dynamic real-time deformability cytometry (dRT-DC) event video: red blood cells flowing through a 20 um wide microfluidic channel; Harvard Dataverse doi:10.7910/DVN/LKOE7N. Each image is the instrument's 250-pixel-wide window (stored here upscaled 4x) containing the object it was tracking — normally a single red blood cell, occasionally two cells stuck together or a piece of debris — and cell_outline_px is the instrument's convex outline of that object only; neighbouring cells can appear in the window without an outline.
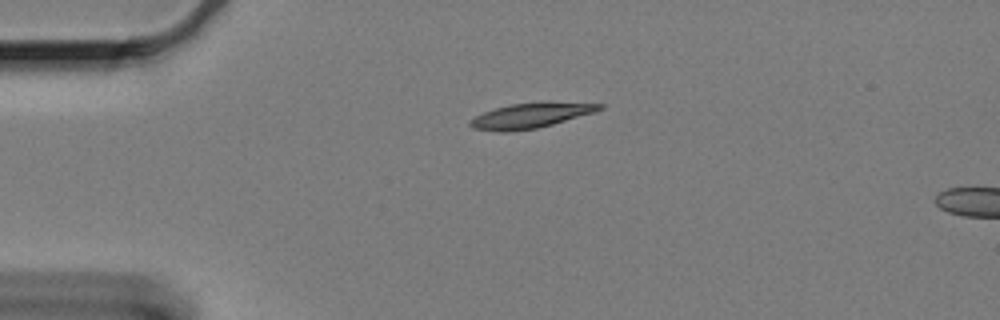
{"species": "Egyptian fruit bat (a non-hibernating species)", "species_latin": "Rousettus aegyptiacus", "temperature_condition": "cold", "stored_images_in_passage": 7, "camera_frame_rate_fps": 3000, "um_per_image_px": 0.085, "animal": {"sex": "female"}, "frame": {"image": 1, "passage_image": 1, "time_ms": 0.0, "image_size_px": [1000, 320], "cell_outline_px": [[604, 108], [596, 112], [552, 124], [536, 128], [508, 132], [500, 132], [472, 128], [468, 124], [468, 120], [484, 112], [508, 104], [548, 100], [604, 104]], "centroid_in_image_um": [45.15, 9.79], "position_along_channel_um": 39.9, "area_um2": 19.42}}
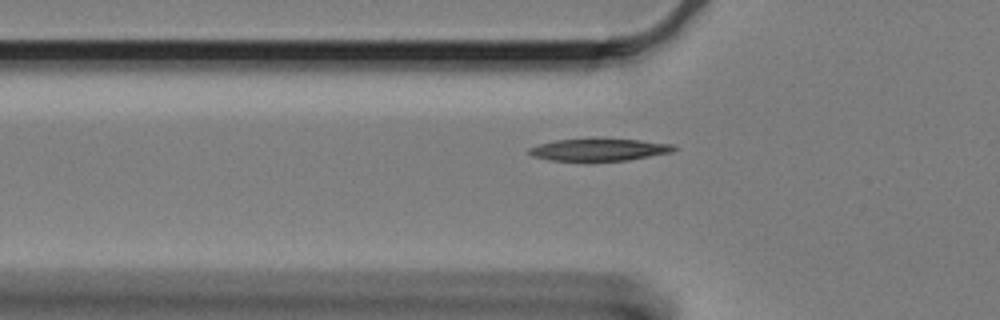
{"frame": {"image": 2, "passage_image": 7, "time_ms": 2.0, "image_size_px": [1000, 320], "cell_outline_px": [[680, 148], [672, 152], [628, 160], [548, 160], [532, 156], [528, 152], [528, 148], [552, 140], [592, 136], [640, 140], [672, 144]], "centroid_in_image_um": [50.91, 12.67], "position_along_channel_um": 74.9, "area_um2": 19.48}}